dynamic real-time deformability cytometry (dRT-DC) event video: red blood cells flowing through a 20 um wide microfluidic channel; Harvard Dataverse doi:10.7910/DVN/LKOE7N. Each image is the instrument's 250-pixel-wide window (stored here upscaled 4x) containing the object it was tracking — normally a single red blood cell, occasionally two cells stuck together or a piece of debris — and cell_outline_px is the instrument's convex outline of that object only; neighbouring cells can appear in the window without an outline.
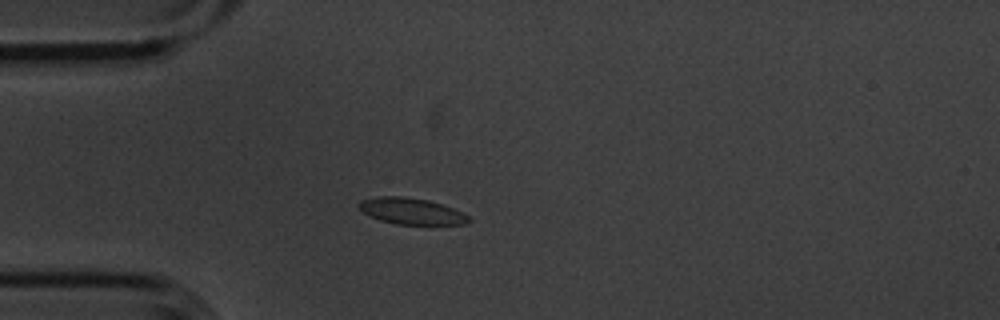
{"species": "common noctule bat (a hibernating species)", "species_latin": "Nyctalus noctula", "temperature_condition": "cold", "stored_images_in_passage": 41, "camera_frame_rate_fps": 3000, "um_per_image_px": 0.085, "animal": {"sex": "male", "body_mass_g": 20.1, "forearm_length_mm": 53.5}, "frame": {"image": 1, "passage_image": 1, "time_ms": 0.0, "image_size_px": [1000, 320], "cell_outline_px": [[472, 220], [464, 224], [396, 224], [380, 220], [364, 212], [356, 204], [360, 200], [376, 196], [400, 196], [428, 200], [444, 204], [468, 216]], "centroid_in_image_um": [34.95, 17.93], "position_along_channel_um": 50.1, "area_um2": 16.7}}
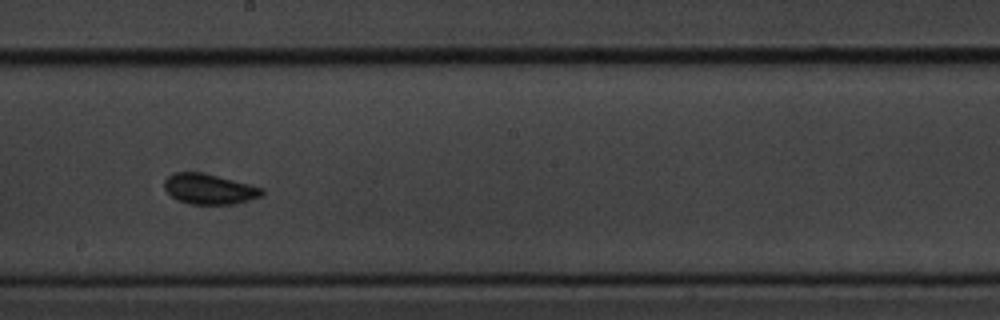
{"frame": {"image": 2, "passage_image": 17, "time_ms": 5.333, "image_size_px": [1000, 320], "cell_outline_px": [[264, 192], [260, 196], [236, 204], [192, 204], [176, 200], [164, 188], [164, 180], [168, 176], [176, 172], [200, 172], [264, 188]], "centroid_in_image_um": [17.76, 16.07], "position_along_channel_um": 230.4, "area_um2": 17.05}}
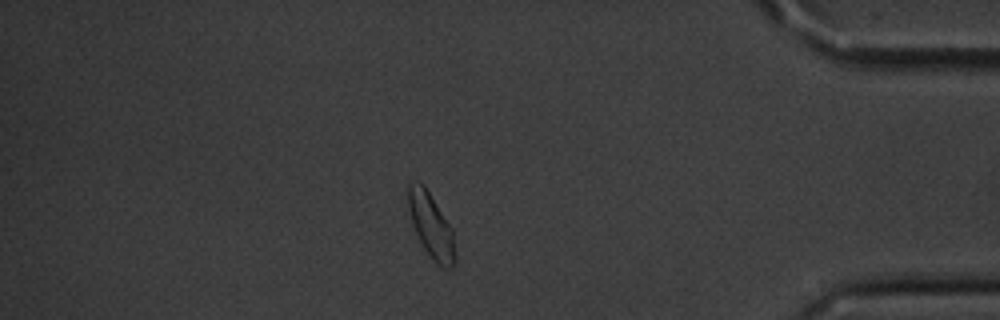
{"frame": {"image": 3, "passage_image": 34, "time_ms": 11.0, "image_size_px": [1000, 320], "cell_outline_px": [[456, 260], [448, 268], [444, 268], [436, 264], [432, 260], [424, 248], [412, 224], [408, 208], [404, 188], [408, 184], [420, 180], [424, 184], [452, 228], [456, 256]], "centroid_in_image_um": [36.6, 19.11], "position_along_channel_um": 398.6, "area_um2": 17.98}, "authors_computed_cell_mechanics": {"area_um2": 16.762, "velocity_mm_per_s": 3.5856, "shape_relaxation_time_tau1_ms": null, "shape_relaxation_time_tau2_ms": 1.2752, "deformation_change_tau1": null, "deformation_change_tau2": 0.0568}}